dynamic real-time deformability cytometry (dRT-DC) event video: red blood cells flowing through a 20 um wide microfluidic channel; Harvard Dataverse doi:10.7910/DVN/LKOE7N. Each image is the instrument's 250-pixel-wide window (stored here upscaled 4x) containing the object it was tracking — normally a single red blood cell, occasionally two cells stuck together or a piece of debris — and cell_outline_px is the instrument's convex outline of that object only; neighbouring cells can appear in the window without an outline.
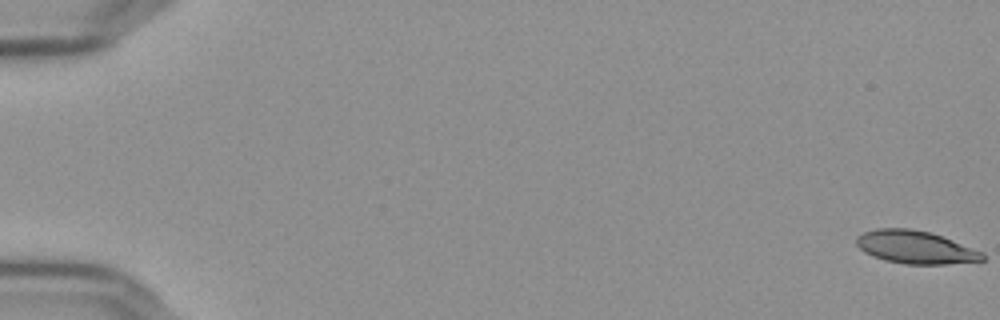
{"species": "Egyptian fruit bat (a non-hibernating species)", "species_latin": "Rousettus aegyptiacus", "temperature_condition": "cold", "stored_images_in_passage": 57, "camera_frame_rate_fps": 3000, "um_per_image_px": 0.085, "frame": {"image": 1, "passage_image": 1, "time_ms": 0.0, "image_size_px": [1000, 320], "cell_outline_px": [[984, 260], [944, 264], [904, 264], [884, 260], [872, 256], [864, 252], [856, 244], [856, 236], [864, 232], [876, 228], [912, 228], [928, 232], [952, 240], [984, 252]], "centroid_in_image_um": [77.77, 21.01], "position_along_channel_um": 7.2, "area_um2": 24.1}}
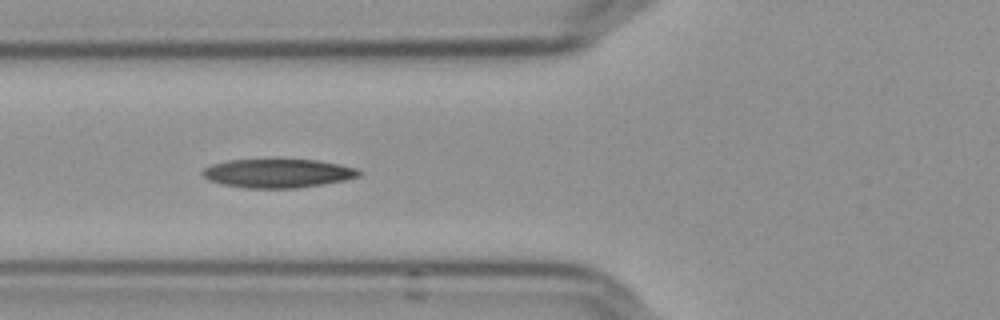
{"frame": {"image": 2, "passage_image": 23, "time_ms": 7.333, "image_size_px": [1000, 320], "cell_outline_px": [[364, 172], [360, 176], [344, 180], [296, 188], [244, 188], [220, 184], [208, 180], [200, 172], [204, 168], [212, 164], [228, 160], [280, 156], [316, 160], [340, 164], [356, 168]], "centroid_in_image_um": [23.59, 14.67], "position_along_channel_um": 102.2, "area_um2": 27.46}}
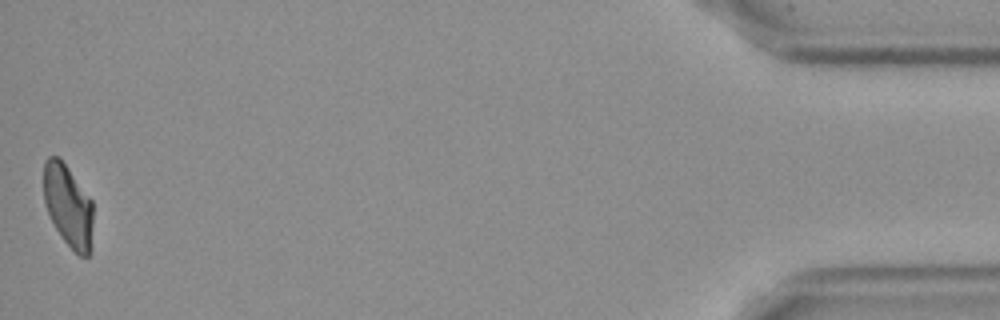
{"frame": {"image": 3, "passage_image": 57, "time_ms": 18.667, "image_size_px": [1000, 320], "cell_outline_px": [[92, 252], [88, 256], [80, 256], [60, 236], [48, 212], [44, 200], [44, 160], [48, 156], [60, 156], [92, 200]], "centroid_in_image_um": [5.8, 17.47], "position_along_channel_um": 429.4, "area_um2": 23.81}}